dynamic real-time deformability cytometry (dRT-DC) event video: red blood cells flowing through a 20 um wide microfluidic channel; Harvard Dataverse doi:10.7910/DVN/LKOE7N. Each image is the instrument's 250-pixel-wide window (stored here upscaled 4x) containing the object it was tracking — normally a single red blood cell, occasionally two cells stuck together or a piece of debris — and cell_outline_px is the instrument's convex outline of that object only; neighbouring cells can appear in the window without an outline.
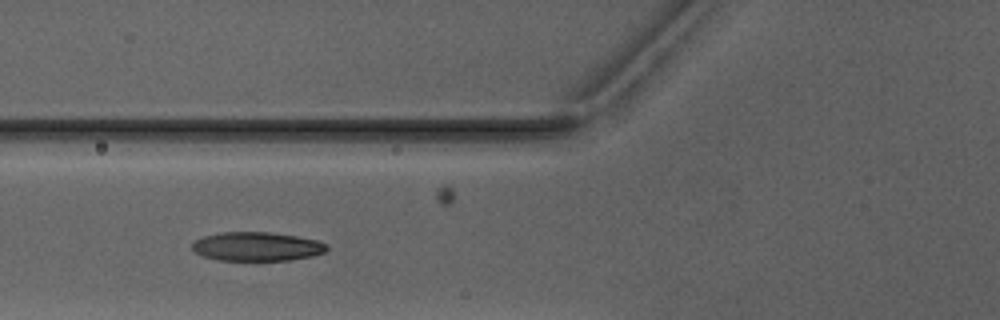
{"species": "Egyptian fruit bat (a non-hibernating species)", "species_latin": "Rousettus aegyptiacus", "temperature_condition": "warm", "stored_images_in_passage": 6, "camera_frame_rate_fps": 3000, "um_per_image_px": 0.085, "animal": {"sex": "male"}, "frame": {"image": 1, "passage_image": 5, "time_ms": 4.667, "image_size_px": [1000, 320], "cell_outline_px": [[328, 248], [324, 252], [312, 256], [288, 260], [216, 260], [204, 256], [196, 252], [192, 248], [192, 244], [196, 240], [204, 236], [220, 232], [268, 232], [296, 236], [316, 240], [328, 244]], "centroid_in_image_um": [21.84, 20.95], "position_along_channel_um": 104.0, "area_um2": 22.54}}
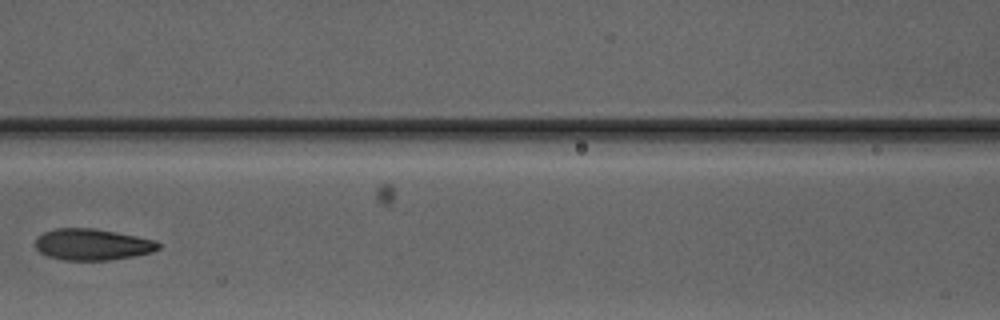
{"frame": {"image": 2, "passage_image": 6, "time_ms": 6.0, "image_size_px": [1000, 320], "cell_outline_px": [[160, 248], [152, 252], [132, 256], [108, 260], [60, 260], [48, 256], [40, 252], [36, 248], [36, 240], [44, 232], [56, 228], [96, 228], [156, 240], [160, 244]], "centroid_in_image_um": [7.86, 20.78], "position_along_channel_um": 158.7, "area_um2": 22.43}}